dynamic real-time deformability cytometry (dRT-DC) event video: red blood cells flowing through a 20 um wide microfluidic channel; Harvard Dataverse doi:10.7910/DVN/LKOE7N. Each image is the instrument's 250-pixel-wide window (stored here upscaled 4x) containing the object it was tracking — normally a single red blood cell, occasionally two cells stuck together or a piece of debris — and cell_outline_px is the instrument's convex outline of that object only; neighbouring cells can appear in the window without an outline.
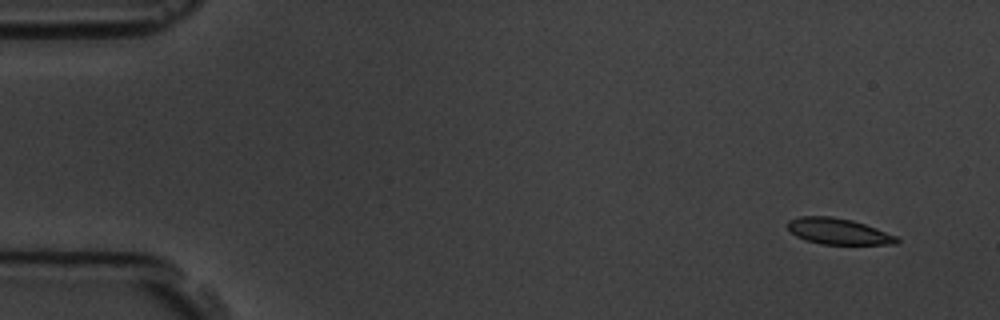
{"species": "common noctule bat (a hibernating species)", "species_latin": "Nyctalus noctula", "temperature_condition": "room temperature", "stored_images_in_passage": 6, "segment_of_instrument_passage": [2, 2], "camera_frame_rate_fps": 3000, "um_per_image_px": 0.085, "animal": {"sex": "male", "body_mass_g": 19.5, "forearm_length_mm": 54.6}, "frame": {"image": 1, "passage_image": 6, "time_ms": 6.667, "image_size_px": [1000, 320], "cell_outline_px": [[900, 240], [896, 244], [820, 244], [804, 240], [796, 236], [788, 228], [788, 220], [800, 216], [832, 216], [852, 220], [876, 228], [896, 236]], "centroid_in_image_um": [71.23, 19.66], "position_along_channel_um": 13.8, "area_um2": 16.53}}